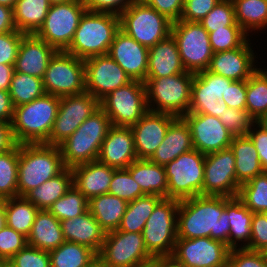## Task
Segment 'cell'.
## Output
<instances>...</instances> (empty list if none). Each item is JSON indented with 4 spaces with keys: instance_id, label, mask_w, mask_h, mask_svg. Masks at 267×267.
<instances>
[{
    "instance_id": "cell-1",
    "label": "cell",
    "mask_w": 267,
    "mask_h": 267,
    "mask_svg": "<svg viewBox=\"0 0 267 267\" xmlns=\"http://www.w3.org/2000/svg\"><path fill=\"white\" fill-rule=\"evenodd\" d=\"M229 232L225 196L198 195L180 200L177 238L211 237L228 246Z\"/></svg>"
},
{
    "instance_id": "cell-2",
    "label": "cell",
    "mask_w": 267,
    "mask_h": 267,
    "mask_svg": "<svg viewBox=\"0 0 267 267\" xmlns=\"http://www.w3.org/2000/svg\"><path fill=\"white\" fill-rule=\"evenodd\" d=\"M59 103V96L45 93L30 103L15 107L11 126L16 143L49 145Z\"/></svg>"
},
{
    "instance_id": "cell-3",
    "label": "cell",
    "mask_w": 267,
    "mask_h": 267,
    "mask_svg": "<svg viewBox=\"0 0 267 267\" xmlns=\"http://www.w3.org/2000/svg\"><path fill=\"white\" fill-rule=\"evenodd\" d=\"M65 168L59 146L44 143L19 144L18 196L24 197Z\"/></svg>"
},
{
    "instance_id": "cell-4",
    "label": "cell",
    "mask_w": 267,
    "mask_h": 267,
    "mask_svg": "<svg viewBox=\"0 0 267 267\" xmlns=\"http://www.w3.org/2000/svg\"><path fill=\"white\" fill-rule=\"evenodd\" d=\"M119 29V15L86 10L66 52L82 60L108 54Z\"/></svg>"
},
{
    "instance_id": "cell-5",
    "label": "cell",
    "mask_w": 267,
    "mask_h": 267,
    "mask_svg": "<svg viewBox=\"0 0 267 267\" xmlns=\"http://www.w3.org/2000/svg\"><path fill=\"white\" fill-rule=\"evenodd\" d=\"M112 126L108 115L99 108L60 145L66 168L97 161L101 144Z\"/></svg>"
},
{
    "instance_id": "cell-6",
    "label": "cell",
    "mask_w": 267,
    "mask_h": 267,
    "mask_svg": "<svg viewBox=\"0 0 267 267\" xmlns=\"http://www.w3.org/2000/svg\"><path fill=\"white\" fill-rule=\"evenodd\" d=\"M194 73L183 72L161 78H146L147 108L183 117L189 113Z\"/></svg>"
},
{
    "instance_id": "cell-7",
    "label": "cell",
    "mask_w": 267,
    "mask_h": 267,
    "mask_svg": "<svg viewBox=\"0 0 267 267\" xmlns=\"http://www.w3.org/2000/svg\"><path fill=\"white\" fill-rule=\"evenodd\" d=\"M97 259L103 267H151L155 258L147 251L142 233L113 230L106 232Z\"/></svg>"
},
{
    "instance_id": "cell-8",
    "label": "cell",
    "mask_w": 267,
    "mask_h": 267,
    "mask_svg": "<svg viewBox=\"0 0 267 267\" xmlns=\"http://www.w3.org/2000/svg\"><path fill=\"white\" fill-rule=\"evenodd\" d=\"M119 17L120 29L148 48L171 34L173 22L141 0H135Z\"/></svg>"
},
{
    "instance_id": "cell-9",
    "label": "cell",
    "mask_w": 267,
    "mask_h": 267,
    "mask_svg": "<svg viewBox=\"0 0 267 267\" xmlns=\"http://www.w3.org/2000/svg\"><path fill=\"white\" fill-rule=\"evenodd\" d=\"M180 201L163 198L154 208L142 231L147 251L154 257L171 256L177 240Z\"/></svg>"
},
{
    "instance_id": "cell-10",
    "label": "cell",
    "mask_w": 267,
    "mask_h": 267,
    "mask_svg": "<svg viewBox=\"0 0 267 267\" xmlns=\"http://www.w3.org/2000/svg\"><path fill=\"white\" fill-rule=\"evenodd\" d=\"M205 155L196 149L165 165L167 198L183 200L202 195Z\"/></svg>"
},
{
    "instance_id": "cell-11",
    "label": "cell",
    "mask_w": 267,
    "mask_h": 267,
    "mask_svg": "<svg viewBox=\"0 0 267 267\" xmlns=\"http://www.w3.org/2000/svg\"><path fill=\"white\" fill-rule=\"evenodd\" d=\"M86 10L84 0L51 4L43 24L35 35L56 51H66Z\"/></svg>"
},
{
    "instance_id": "cell-12",
    "label": "cell",
    "mask_w": 267,
    "mask_h": 267,
    "mask_svg": "<svg viewBox=\"0 0 267 267\" xmlns=\"http://www.w3.org/2000/svg\"><path fill=\"white\" fill-rule=\"evenodd\" d=\"M45 93L55 96L78 95L86 91L84 60L66 51H56L43 77Z\"/></svg>"
},
{
    "instance_id": "cell-13",
    "label": "cell",
    "mask_w": 267,
    "mask_h": 267,
    "mask_svg": "<svg viewBox=\"0 0 267 267\" xmlns=\"http://www.w3.org/2000/svg\"><path fill=\"white\" fill-rule=\"evenodd\" d=\"M171 34L176 40L186 71L196 74L208 70L213 51L209 34L199 22H173Z\"/></svg>"
},
{
    "instance_id": "cell-14",
    "label": "cell",
    "mask_w": 267,
    "mask_h": 267,
    "mask_svg": "<svg viewBox=\"0 0 267 267\" xmlns=\"http://www.w3.org/2000/svg\"><path fill=\"white\" fill-rule=\"evenodd\" d=\"M100 108L112 125L131 127L148 111L145 84L132 80L105 96Z\"/></svg>"
},
{
    "instance_id": "cell-15",
    "label": "cell",
    "mask_w": 267,
    "mask_h": 267,
    "mask_svg": "<svg viewBox=\"0 0 267 267\" xmlns=\"http://www.w3.org/2000/svg\"><path fill=\"white\" fill-rule=\"evenodd\" d=\"M100 102L88 92L60 97L57 117L49 136V145L59 146L96 110Z\"/></svg>"
},
{
    "instance_id": "cell-16",
    "label": "cell",
    "mask_w": 267,
    "mask_h": 267,
    "mask_svg": "<svg viewBox=\"0 0 267 267\" xmlns=\"http://www.w3.org/2000/svg\"><path fill=\"white\" fill-rule=\"evenodd\" d=\"M235 156L230 148L205 155L202 195L238 197Z\"/></svg>"
},
{
    "instance_id": "cell-17",
    "label": "cell",
    "mask_w": 267,
    "mask_h": 267,
    "mask_svg": "<svg viewBox=\"0 0 267 267\" xmlns=\"http://www.w3.org/2000/svg\"><path fill=\"white\" fill-rule=\"evenodd\" d=\"M230 248L211 237L177 238L171 257L185 267H215L228 260Z\"/></svg>"
},
{
    "instance_id": "cell-18",
    "label": "cell",
    "mask_w": 267,
    "mask_h": 267,
    "mask_svg": "<svg viewBox=\"0 0 267 267\" xmlns=\"http://www.w3.org/2000/svg\"><path fill=\"white\" fill-rule=\"evenodd\" d=\"M84 63L86 92L99 102L112 91L132 81L108 54L88 58Z\"/></svg>"
},
{
    "instance_id": "cell-19",
    "label": "cell",
    "mask_w": 267,
    "mask_h": 267,
    "mask_svg": "<svg viewBox=\"0 0 267 267\" xmlns=\"http://www.w3.org/2000/svg\"><path fill=\"white\" fill-rule=\"evenodd\" d=\"M183 118L191 131L193 149L207 155L230 148L234 136L218 117L202 113H187Z\"/></svg>"
},
{
    "instance_id": "cell-20",
    "label": "cell",
    "mask_w": 267,
    "mask_h": 267,
    "mask_svg": "<svg viewBox=\"0 0 267 267\" xmlns=\"http://www.w3.org/2000/svg\"><path fill=\"white\" fill-rule=\"evenodd\" d=\"M250 41L248 38L236 49L213 53L208 71L233 81H247L259 69Z\"/></svg>"
},
{
    "instance_id": "cell-21",
    "label": "cell",
    "mask_w": 267,
    "mask_h": 267,
    "mask_svg": "<svg viewBox=\"0 0 267 267\" xmlns=\"http://www.w3.org/2000/svg\"><path fill=\"white\" fill-rule=\"evenodd\" d=\"M149 48L141 45L119 29L111 43L108 55L127 73L131 80L145 82Z\"/></svg>"
},
{
    "instance_id": "cell-22",
    "label": "cell",
    "mask_w": 267,
    "mask_h": 267,
    "mask_svg": "<svg viewBox=\"0 0 267 267\" xmlns=\"http://www.w3.org/2000/svg\"><path fill=\"white\" fill-rule=\"evenodd\" d=\"M176 116L148 110L130 128L135 142L137 159H150L164 140L170 123Z\"/></svg>"
},
{
    "instance_id": "cell-23",
    "label": "cell",
    "mask_w": 267,
    "mask_h": 267,
    "mask_svg": "<svg viewBox=\"0 0 267 267\" xmlns=\"http://www.w3.org/2000/svg\"><path fill=\"white\" fill-rule=\"evenodd\" d=\"M136 159L132 129L112 125L101 144L97 161L114 169H125Z\"/></svg>"
},
{
    "instance_id": "cell-24",
    "label": "cell",
    "mask_w": 267,
    "mask_h": 267,
    "mask_svg": "<svg viewBox=\"0 0 267 267\" xmlns=\"http://www.w3.org/2000/svg\"><path fill=\"white\" fill-rule=\"evenodd\" d=\"M56 50L35 34H24L19 45L15 72L43 79L49 60Z\"/></svg>"
},
{
    "instance_id": "cell-25",
    "label": "cell",
    "mask_w": 267,
    "mask_h": 267,
    "mask_svg": "<svg viewBox=\"0 0 267 267\" xmlns=\"http://www.w3.org/2000/svg\"><path fill=\"white\" fill-rule=\"evenodd\" d=\"M60 223L65 241L87 246L98 254L105 240L106 231L89 211Z\"/></svg>"
},
{
    "instance_id": "cell-26",
    "label": "cell",
    "mask_w": 267,
    "mask_h": 267,
    "mask_svg": "<svg viewBox=\"0 0 267 267\" xmlns=\"http://www.w3.org/2000/svg\"><path fill=\"white\" fill-rule=\"evenodd\" d=\"M192 149L193 143L189 125L183 117H176L170 123L164 140L149 160L165 166L179 155Z\"/></svg>"
},
{
    "instance_id": "cell-27",
    "label": "cell",
    "mask_w": 267,
    "mask_h": 267,
    "mask_svg": "<svg viewBox=\"0 0 267 267\" xmlns=\"http://www.w3.org/2000/svg\"><path fill=\"white\" fill-rule=\"evenodd\" d=\"M186 72L175 38L170 34L149 48L146 78H161Z\"/></svg>"
},
{
    "instance_id": "cell-28",
    "label": "cell",
    "mask_w": 267,
    "mask_h": 267,
    "mask_svg": "<svg viewBox=\"0 0 267 267\" xmlns=\"http://www.w3.org/2000/svg\"><path fill=\"white\" fill-rule=\"evenodd\" d=\"M73 185L89 200L108 193L114 168L98 161L80 164L71 168Z\"/></svg>"
},
{
    "instance_id": "cell-29",
    "label": "cell",
    "mask_w": 267,
    "mask_h": 267,
    "mask_svg": "<svg viewBox=\"0 0 267 267\" xmlns=\"http://www.w3.org/2000/svg\"><path fill=\"white\" fill-rule=\"evenodd\" d=\"M64 242L60 221L48 210H39L27 237V244L50 252Z\"/></svg>"
},
{
    "instance_id": "cell-30",
    "label": "cell",
    "mask_w": 267,
    "mask_h": 267,
    "mask_svg": "<svg viewBox=\"0 0 267 267\" xmlns=\"http://www.w3.org/2000/svg\"><path fill=\"white\" fill-rule=\"evenodd\" d=\"M225 211L228 213L230 226L228 247L230 249L237 247L246 248L251 239L253 212H251L238 197L230 198L226 196ZM239 242L242 243L240 244Z\"/></svg>"
},
{
    "instance_id": "cell-31",
    "label": "cell",
    "mask_w": 267,
    "mask_h": 267,
    "mask_svg": "<svg viewBox=\"0 0 267 267\" xmlns=\"http://www.w3.org/2000/svg\"><path fill=\"white\" fill-rule=\"evenodd\" d=\"M126 169L145 195L167 198L165 166L153 163L149 159H136Z\"/></svg>"
},
{
    "instance_id": "cell-32",
    "label": "cell",
    "mask_w": 267,
    "mask_h": 267,
    "mask_svg": "<svg viewBox=\"0 0 267 267\" xmlns=\"http://www.w3.org/2000/svg\"><path fill=\"white\" fill-rule=\"evenodd\" d=\"M230 149L235 156L236 179L240 185L264 173L257 149L248 136L233 137Z\"/></svg>"
},
{
    "instance_id": "cell-33",
    "label": "cell",
    "mask_w": 267,
    "mask_h": 267,
    "mask_svg": "<svg viewBox=\"0 0 267 267\" xmlns=\"http://www.w3.org/2000/svg\"><path fill=\"white\" fill-rule=\"evenodd\" d=\"M128 202L106 193L88 200V211L106 231L117 230L121 224Z\"/></svg>"
},
{
    "instance_id": "cell-34",
    "label": "cell",
    "mask_w": 267,
    "mask_h": 267,
    "mask_svg": "<svg viewBox=\"0 0 267 267\" xmlns=\"http://www.w3.org/2000/svg\"><path fill=\"white\" fill-rule=\"evenodd\" d=\"M72 185V170L65 168L60 174L32 189L24 197L39 210H48L54 202L66 194Z\"/></svg>"
},
{
    "instance_id": "cell-35",
    "label": "cell",
    "mask_w": 267,
    "mask_h": 267,
    "mask_svg": "<svg viewBox=\"0 0 267 267\" xmlns=\"http://www.w3.org/2000/svg\"><path fill=\"white\" fill-rule=\"evenodd\" d=\"M50 6L49 0H17L13 8L17 31L35 34L43 24Z\"/></svg>"
},
{
    "instance_id": "cell-36",
    "label": "cell",
    "mask_w": 267,
    "mask_h": 267,
    "mask_svg": "<svg viewBox=\"0 0 267 267\" xmlns=\"http://www.w3.org/2000/svg\"><path fill=\"white\" fill-rule=\"evenodd\" d=\"M236 23L250 36L267 29V0H232ZM257 30V32H256ZM250 33V34H249Z\"/></svg>"
},
{
    "instance_id": "cell-37",
    "label": "cell",
    "mask_w": 267,
    "mask_h": 267,
    "mask_svg": "<svg viewBox=\"0 0 267 267\" xmlns=\"http://www.w3.org/2000/svg\"><path fill=\"white\" fill-rule=\"evenodd\" d=\"M228 108L223 99L212 92V82H205L197 73L194 74L189 113H202L220 117Z\"/></svg>"
},
{
    "instance_id": "cell-38",
    "label": "cell",
    "mask_w": 267,
    "mask_h": 267,
    "mask_svg": "<svg viewBox=\"0 0 267 267\" xmlns=\"http://www.w3.org/2000/svg\"><path fill=\"white\" fill-rule=\"evenodd\" d=\"M163 198L158 195H143L128 202L126 212L117 230L142 233L146 220Z\"/></svg>"
},
{
    "instance_id": "cell-39",
    "label": "cell",
    "mask_w": 267,
    "mask_h": 267,
    "mask_svg": "<svg viewBox=\"0 0 267 267\" xmlns=\"http://www.w3.org/2000/svg\"><path fill=\"white\" fill-rule=\"evenodd\" d=\"M39 209L25 197L5 199L6 225L28 237Z\"/></svg>"
},
{
    "instance_id": "cell-40",
    "label": "cell",
    "mask_w": 267,
    "mask_h": 267,
    "mask_svg": "<svg viewBox=\"0 0 267 267\" xmlns=\"http://www.w3.org/2000/svg\"><path fill=\"white\" fill-rule=\"evenodd\" d=\"M51 267H88L97 254L87 246L65 241L49 252Z\"/></svg>"
},
{
    "instance_id": "cell-41",
    "label": "cell",
    "mask_w": 267,
    "mask_h": 267,
    "mask_svg": "<svg viewBox=\"0 0 267 267\" xmlns=\"http://www.w3.org/2000/svg\"><path fill=\"white\" fill-rule=\"evenodd\" d=\"M263 68L247 80L245 109L255 121L267 112V69Z\"/></svg>"
},
{
    "instance_id": "cell-42",
    "label": "cell",
    "mask_w": 267,
    "mask_h": 267,
    "mask_svg": "<svg viewBox=\"0 0 267 267\" xmlns=\"http://www.w3.org/2000/svg\"><path fill=\"white\" fill-rule=\"evenodd\" d=\"M8 91L14 107L30 103L45 94L43 79L15 71Z\"/></svg>"
},
{
    "instance_id": "cell-43",
    "label": "cell",
    "mask_w": 267,
    "mask_h": 267,
    "mask_svg": "<svg viewBox=\"0 0 267 267\" xmlns=\"http://www.w3.org/2000/svg\"><path fill=\"white\" fill-rule=\"evenodd\" d=\"M19 144L0 153V200L18 197Z\"/></svg>"
},
{
    "instance_id": "cell-44",
    "label": "cell",
    "mask_w": 267,
    "mask_h": 267,
    "mask_svg": "<svg viewBox=\"0 0 267 267\" xmlns=\"http://www.w3.org/2000/svg\"><path fill=\"white\" fill-rule=\"evenodd\" d=\"M238 198L253 213H267V172L242 184Z\"/></svg>"
},
{
    "instance_id": "cell-45",
    "label": "cell",
    "mask_w": 267,
    "mask_h": 267,
    "mask_svg": "<svg viewBox=\"0 0 267 267\" xmlns=\"http://www.w3.org/2000/svg\"><path fill=\"white\" fill-rule=\"evenodd\" d=\"M48 211L59 221L74 218L88 211V199L74 186L59 198Z\"/></svg>"
},
{
    "instance_id": "cell-46",
    "label": "cell",
    "mask_w": 267,
    "mask_h": 267,
    "mask_svg": "<svg viewBox=\"0 0 267 267\" xmlns=\"http://www.w3.org/2000/svg\"><path fill=\"white\" fill-rule=\"evenodd\" d=\"M199 23L208 33L225 29L226 26H239L232 0H221Z\"/></svg>"
},
{
    "instance_id": "cell-47",
    "label": "cell",
    "mask_w": 267,
    "mask_h": 267,
    "mask_svg": "<svg viewBox=\"0 0 267 267\" xmlns=\"http://www.w3.org/2000/svg\"><path fill=\"white\" fill-rule=\"evenodd\" d=\"M208 34L213 53L236 49L249 38L240 26H226Z\"/></svg>"
},
{
    "instance_id": "cell-48",
    "label": "cell",
    "mask_w": 267,
    "mask_h": 267,
    "mask_svg": "<svg viewBox=\"0 0 267 267\" xmlns=\"http://www.w3.org/2000/svg\"><path fill=\"white\" fill-rule=\"evenodd\" d=\"M108 193L127 202L134 201L136 198L145 195L126 168L114 169Z\"/></svg>"
},
{
    "instance_id": "cell-49",
    "label": "cell",
    "mask_w": 267,
    "mask_h": 267,
    "mask_svg": "<svg viewBox=\"0 0 267 267\" xmlns=\"http://www.w3.org/2000/svg\"><path fill=\"white\" fill-rule=\"evenodd\" d=\"M219 119L234 137L247 136L255 123L246 109L239 110L229 107L221 113Z\"/></svg>"
},
{
    "instance_id": "cell-50",
    "label": "cell",
    "mask_w": 267,
    "mask_h": 267,
    "mask_svg": "<svg viewBox=\"0 0 267 267\" xmlns=\"http://www.w3.org/2000/svg\"><path fill=\"white\" fill-rule=\"evenodd\" d=\"M9 262L14 267H51L48 251L26 245Z\"/></svg>"
},
{
    "instance_id": "cell-51",
    "label": "cell",
    "mask_w": 267,
    "mask_h": 267,
    "mask_svg": "<svg viewBox=\"0 0 267 267\" xmlns=\"http://www.w3.org/2000/svg\"><path fill=\"white\" fill-rule=\"evenodd\" d=\"M27 245V237L7 225L0 230V260L9 261Z\"/></svg>"
},
{
    "instance_id": "cell-52",
    "label": "cell",
    "mask_w": 267,
    "mask_h": 267,
    "mask_svg": "<svg viewBox=\"0 0 267 267\" xmlns=\"http://www.w3.org/2000/svg\"><path fill=\"white\" fill-rule=\"evenodd\" d=\"M228 260L232 267H267V259L261 251L246 248L230 249Z\"/></svg>"
},
{
    "instance_id": "cell-53",
    "label": "cell",
    "mask_w": 267,
    "mask_h": 267,
    "mask_svg": "<svg viewBox=\"0 0 267 267\" xmlns=\"http://www.w3.org/2000/svg\"><path fill=\"white\" fill-rule=\"evenodd\" d=\"M23 35L17 30L0 34V64L15 65Z\"/></svg>"
},
{
    "instance_id": "cell-54",
    "label": "cell",
    "mask_w": 267,
    "mask_h": 267,
    "mask_svg": "<svg viewBox=\"0 0 267 267\" xmlns=\"http://www.w3.org/2000/svg\"><path fill=\"white\" fill-rule=\"evenodd\" d=\"M221 0H185L182 21L200 22Z\"/></svg>"
},
{
    "instance_id": "cell-55",
    "label": "cell",
    "mask_w": 267,
    "mask_h": 267,
    "mask_svg": "<svg viewBox=\"0 0 267 267\" xmlns=\"http://www.w3.org/2000/svg\"><path fill=\"white\" fill-rule=\"evenodd\" d=\"M267 245V213H253L251 239L246 249L261 251Z\"/></svg>"
},
{
    "instance_id": "cell-56",
    "label": "cell",
    "mask_w": 267,
    "mask_h": 267,
    "mask_svg": "<svg viewBox=\"0 0 267 267\" xmlns=\"http://www.w3.org/2000/svg\"><path fill=\"white\" fill-rule=\"evenodd\" d=\"M247 81H233L222 94L223 101L229 108L244 110L246 108Z\"/></svg>"
},
{
    "instance_id": "cell-57",
    "label": "cell",
    "mask_w": 267,
    "mask_h": 267,
    "mask_svg": "<svg viewBox=\"0 0 267 267\" xmlns=\"http://www.w3.org/2000/svg\"><path fill=\"white\" fill-rule=\"evenodd\" d=\"M154 8L158 13L166 16L170 21L180 20L185 0H141Z\"/></svg>"
},
{
    "instance_id": "cell-58",
    "label": "cell",
    "mask_w": 267,
    "mask_h": 267,
    "mask_svg": "<svg viewBox=\"0 0 267 267\" xmlns=\"http://www.w3.org/2000/svg\"><path fill=\"white\" fill-rule=\"evenodd\" d=\"M135 0H84L88 11L120 15Z\"/></svg>"
},
{
    "instance_id": "cell-59",
    "label": "cell",
    "mask_w": 267,
    "mask_h": 267,
    "mask_svg": "<svg viewBox=\"0 0 267 267\" xmlns=\"http://www.w3.org/2000/svg\"><path fill=\"white\" fill-rule=\"evenodd\" d=\"M255 145L264 172H267V132L256 122L247 135Z\"/></svg>"
},
{
    "instance_id": "cell-60",
    "label": "cell",
    "mask_w": 267,
    "mask_h": 267,
    "mask_svg": "<svg viewBox=\"0 0 267 267\" xmlns=\"http://www.w3.org/2000/svg\"><path fill=\"white\" fill-rule=\"evenodd\" d=\"M205 82H212V92L218 97V100L222 99V94H225L227 86H229L233 80L219 76L209 72L208 70L197 73Z\"/></svg>"
},
{
    "instance_id": "cell-61",
    "label": "cell",
    "mask_w": 267,
    "mask_h": 267,
    "mask_svg": "<svg viewBox=\"0 0 267 267\" xmlns=\"http://www.w3.org/2000/svg\"><path fill=\"white\" fill-rule=\"evenodd\" d=\"M15 107L8 90H0V121L12 123Z\"/></svg>"
},
{
    "instance_id": "cell-62",
    "label": "cell",
    "mask_w": 267,
    "mask_h": 267,
    "mask_svg": "<svg viewBox=\"0 0 267 267\" xmlns=\"http://www.w3.org/2000/svg\"><path fill=\"white\" fill-rule=\"evenodd\" d=\"M16 144L11 123L0 121V153L12 149Z\"/></svg>"
},
{
    "instance_id": "cell-63",
    "label": "cell",
    "mask_w": 267,
    "mask_h": 267,
    "mask_svg": "<svg viewBox=\"0 0 267 267\" xmlns=\"http://www.w3.org/2000/svg\"><path fill=\"white\" fill-rule=\"evenodd\" d=\"M16 30L13 8L0 5V34Z\"/></svg>"
},
{
    "instance_id": "cell-64",
    "label": "cell",
    "mask_w": 267,
    "mask_h": 267,
    "mask_svg": "<svg viewBox=\"0 0 267 267\" xmlns=\"http://www.w3.org/2000/svg\"><path fill=\"white\" fill-rule=\"evenodd\" d=\"M14 71V65L0 64V90H9Z\"/></svg>"
},
{
    "instance_id": "cell-65",
    "label": "cell",
    "mask_w": 267,
    "mask_h": 267,
    "mask_svg": "<svg viewBox=\"0 0 267 267\" xmlns=\"http://www.w3.org/2000/svg\"><path fill=\"white\" fill-rule=\"evenodd\" d=\"M151 267H185L183 264L177 262L173 257H158L155 258Z\"/></svg>"
},
{
    "instance_id": "cell-66",
    "label": "cell",
    "mask_w": 267,
    "mask_h": 267,
    "mask_svg": "<svg viewBox=\"0 0 267 267\" xmlns=\"http://www.w3.org/2000/svg\"><path fill=\"white\" fill-rule=\"evenodd\" d=\"M6 226L5 200H0V230Z\"/></svg>"
},
{
    "instance_id": "cell-67",
    "label": "cell",
    "mask_w": 267,
    "mask_h": 267,
    "mask_svg": "<svg viewBox=\"0 0 267 267\" xmlns=\"http://www.w3.org/2000/svg\"><path fill=\"white\" fill-rule=\"evenodd\" d=\"M255 122L267 132V112Z\"/></svg>"
},
{
    "instance_id": "cell-68",
    "label": "cell",
    "mask_w": 267,
    "mask_h": 267,
    "mask_svg": "<svg viewBox=\"0 0 267 267\" xmlns=\"http://www.w3.org/2000/svg\"><path fill=\"white\" fill-rule=\"evenodd\" d=\"M17 0H0V5L14 8Z\"/></svg>"
},
{
    "instance_id": "cell-69",
    "label": "cell",
    "mask_w": 267,
    "mask_h": 267,
    "mask_svg": "<svg viewBox=\"0 0 267 267\" xmlns=\"http://www.w3.org/2000/svg\"><path fill=\"white\" fill-rule=\"evenodd\" d=\"M88 267H103L98 259H96L92 264Z\"/></svg>"
},
{
    "instance_id": "cell-70",
    "label": "cell",
    "mask_w": 267,
    "mask_h": 267,
    "mask_svg": "<svg viewBox=\"0 0 267 267\" xmlns=\"http://www.w3.org/2000/svg\"><path fill=\"white\" fill-rule=\"evenodd\" d=\"M51 4H56V3H63V2H68V1H73V0H49Z\"/></svg>"
},
{
    "instance_id": "cell-71",
    "label": "cell",
    "mask_w": 267,
    "mask_h": 267,
    "mask_svg": "<svg viewBox=\"0 0 267 267\" xmlns=\"http://www.w3.org/2000/svg\"><path fill=\"white\" fill-rule=\"evenodd\" d=\"M215 267H232L231 264L229 263V260H227L226 262H224L223 264L219 265V266H215Z\"/></svg>"
},
{
    "instance_id": "cell-72",
    "label": "cell",
    "mask_w": 267,
    "mask_h": 267,
    "mask_svg": "<svg viewBox=\"0 0 267 267\" xmlns=\"http://www.w3.org/2000/svg\"><path fill=\"white\" fill-rule=\"evenodd\" d=\"M261 253L267 259V245L261 250Z\"/></svg>"
},
{
    "instance_id": "cell-73",
    "label": "cell",
    "mask_w": 267,
    "mask_h": 267,
    "mask_svg": "<svg viewBox=\"0 0 267 267\" xmlns=\"http://www.w3.org/2000/svg\"><path fill=\"white\" fill-rule=\"evenodd\" d=\"M8 261L0 260V267H7Z\"/></svg>"
},
{
    "instance_id": "cell-74",
    "label": "cell",
    "mask_w": 267,
    "mask_h": 267,
    "mask_svg": "<svg viewBox=\"0 0 267 267\" xmlns=\"http://www.w3.org/2000/svg\"><path fill=\"white\" fill-rule=\"evenodd\" d=\"M7 267H14V266L8 261Z\"/></svg>"
}]
</instances>
